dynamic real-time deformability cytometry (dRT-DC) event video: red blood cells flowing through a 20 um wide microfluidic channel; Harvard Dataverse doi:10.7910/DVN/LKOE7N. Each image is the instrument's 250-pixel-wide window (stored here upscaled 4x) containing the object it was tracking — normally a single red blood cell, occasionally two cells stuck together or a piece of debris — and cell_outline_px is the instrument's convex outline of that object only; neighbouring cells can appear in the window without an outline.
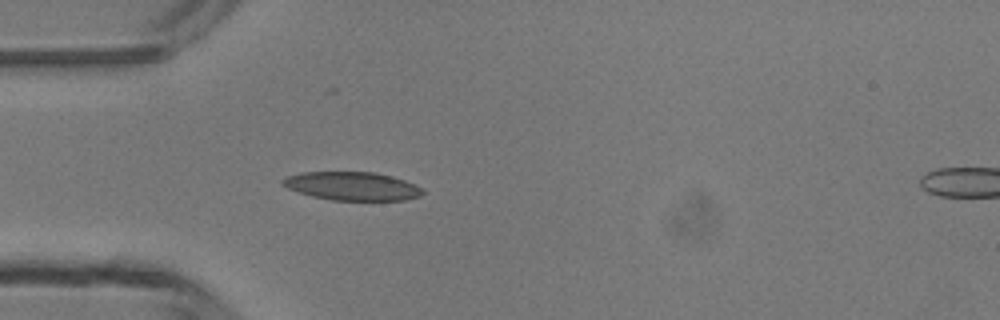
{"species": "common noctule bat (a hibernating species)", "species_latin": "Nyctalus noctula", "temperature_condition": "room temperature", "stored_images_in_passage": 2, "camera_frame_rate_fps": 3000, "um_per_image_px": 0.085, "animal": {"sex": "male", "body_mass_g": 13.3}, "frame": {"image": 1, "passage_image": 1, "time_ms": 0.0, "image_size_px": [1000, 320], "cell_outline_px": [[424, 192], [420, 196], [404, 200], [332, 200], [312, 196], [288, 188], [280, 184], [280, 180], [288, 176], [304, 172], [372, 172], [404, 180], [424, 188]], "centroid_in_image_um": [29.93, 15.82], "position_along_channel_um": 55.1, "area_um2": 23.0}}